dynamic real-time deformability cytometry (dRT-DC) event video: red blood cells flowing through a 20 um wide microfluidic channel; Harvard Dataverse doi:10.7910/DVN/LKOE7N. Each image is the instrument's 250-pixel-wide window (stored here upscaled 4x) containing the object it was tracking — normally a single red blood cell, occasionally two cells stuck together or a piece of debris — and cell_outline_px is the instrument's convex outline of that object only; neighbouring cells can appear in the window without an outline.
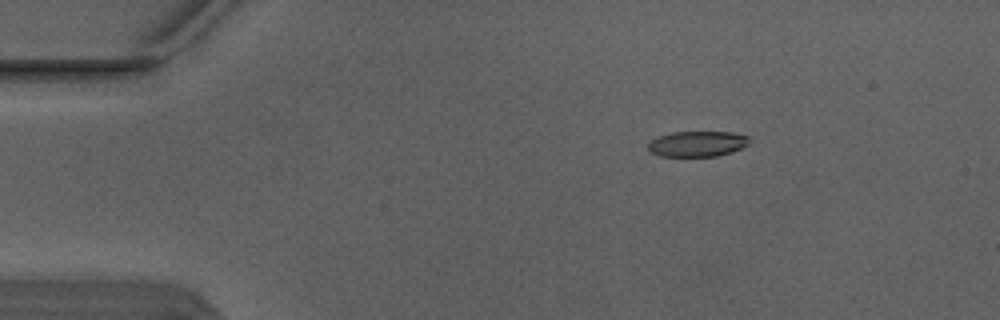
{"species": "Egyptian fruit bat (a non-hibernating species)", "species_latin": "Rousettus aegyptiacus", "temperature_condition": "warm", "stored_images_in_passage": 2, "camera_frame_rate_fps": 3000, "um_per_image_px": 0.085, "animal": {"sex": "male"}, "frame": {"image": 1, "passage_image": 1, "time_ms": 0.0, "image_size_px": [1000, 320], "cell_outline_px": [[748, 144], [740, 148], [716, 156], [660, 156], [648, 152], [648, 144], [652, 140], [660, 136], [672, 132], [732, 132], [748, 136]], "centroid_in_image_um": [59.23, 12.22], "position_along_channel_um": 25.8, "area_um2": 14.85}}
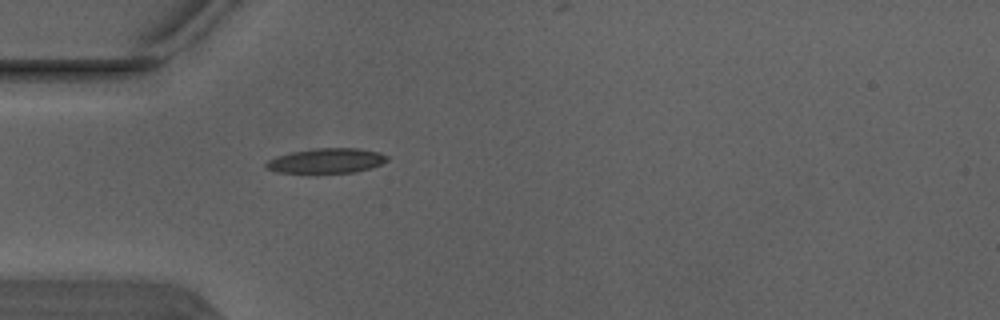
{"frame": {"image": 2, "passage_image": 2, "time_ms": 0.333, "image_size_px": [1000, 320], "cell_outline_px": [[388, 160], [372, 168], [356, 172], [276, 172], [268, 168], [264, 164], [268, 160], [292, 152], [320, 148], [360, 148], [380, 152], [388, 156]], "centroid_in_image_um": [27.82, 13.65], "position_along_channel_um": 57.2, "area_um2": 17.22}}